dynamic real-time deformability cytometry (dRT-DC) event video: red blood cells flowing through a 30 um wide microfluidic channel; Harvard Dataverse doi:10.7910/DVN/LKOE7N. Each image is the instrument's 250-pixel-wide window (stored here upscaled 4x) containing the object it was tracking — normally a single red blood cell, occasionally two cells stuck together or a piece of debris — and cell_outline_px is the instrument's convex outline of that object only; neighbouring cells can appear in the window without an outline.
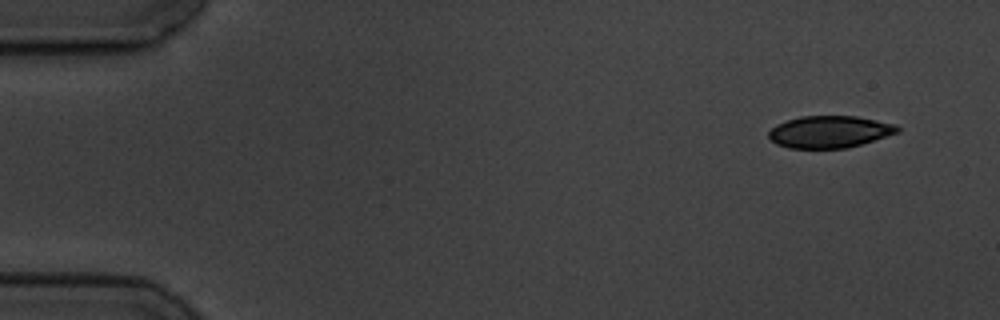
{"species": "common noctule bat (a hibernating species)", "species_latin": "Nyctalus noctula", "temperature_condition": "cold", "stored_images_in_passage": 4, "camera_frame_rate_fps": 3000, "um_per_image_px": 0.085, "animal": {"sex": "male", "body_mass_g": 19.5, "forearm_length_mm": 54.6}, "frame": {"image": 1, "passage_image": 1, "time_ms": 0.0, "image_size_px": [1000, 320], "cell_outline_px": [[900, 132], [848, 148], [788, 148], [776, 144], [768, 136], [768, 132], [776, 124], [800, 116], [856, 116], [896, 124], [900, 128]], "centroid_in_image_um": [70.52, 11.2], "position_along_channel_um": 14.5, "area_um2": 24.04}}